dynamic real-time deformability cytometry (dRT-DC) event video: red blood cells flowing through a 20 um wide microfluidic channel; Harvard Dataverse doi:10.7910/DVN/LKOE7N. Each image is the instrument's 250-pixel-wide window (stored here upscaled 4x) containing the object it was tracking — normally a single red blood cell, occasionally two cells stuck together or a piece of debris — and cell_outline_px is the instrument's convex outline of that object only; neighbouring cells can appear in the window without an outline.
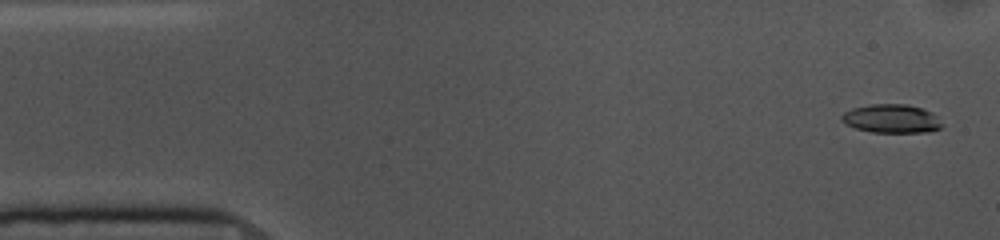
{"species": "common noctule bat (a hibernating species)", "species_latin": "Nyctalus noctula", "temperature_condition": "cold", "stored_images_in_passage": 54, "camera_frame_rate_fps": 3000, "um_per_image_px": 0.085, "animal": {"sex": "female", "body_mass_g": 10.0, "forearm_length_mm": 53.1}, "frame": {"image": 1, "passage_image": 2, "time_ms": 0.333, "image_size_px": [1000, 240], "cell_outline_px": [[944, 124], [940, 128], [932, 132], [872, 132], [856, 128], [844, 124], [840, 120], [840, 116], [844, 112], [852, 108], [872, 104], [908, 104], [932, 112]], "centroid_in_image_um": [75.77, 10.09], "position_along_channel_um": 9.2, "area_um2": 16.88}}
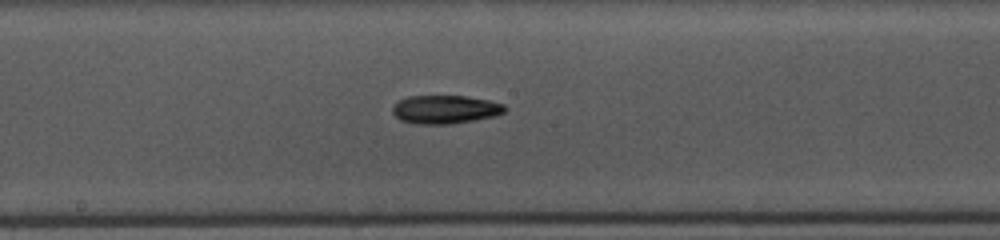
{"frame": {"image": 2, "passage_image": 27, "time_ms": 8.667, "image_size_px": [1000, 240], "cell_outline_px": [[508, 108], [504, 112], [496, 116], [452, 124], [412, 124], [400, 120], [392, 112], [392, 108], [400, 100], [408, 96], [464, 96], [488, 100], [504, 104]], "centroid_in_image_um": [37.86, 9.31], "position_along_channel_um": 210.3, "area_um2": 18.67}}
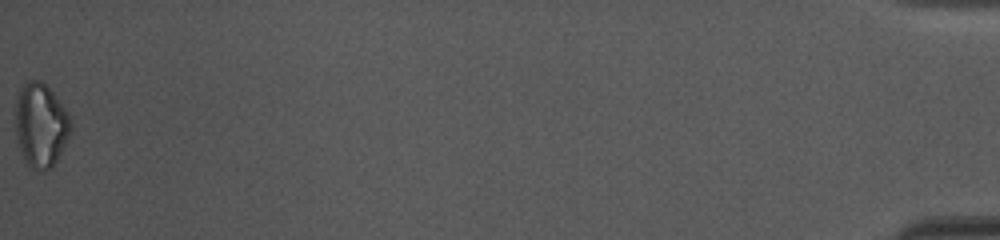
{"frame": {"image": 3, "passage_image": 54, "time_ms": 17.667, "image_size_px": [1000, 240], "cell_outline_px": [[72, 128], [52, 168], [32, 168], [24, 160], [20, 152], [16, 136], [16, 100], [20, 88], [28, 80], [40, 80], [52, 92], [68, 112], [72, 120]], "centroid_in_image_um": [3.46, 10.61], "position_along_channel_um": 431.7, "area_um2": 26.7}, "authors_computed_cell_mechanics": {"area_um2": 18.2359, "velocity_mm_per_s": 3.6581, "shape_relaxation_time_tau1_ms": 4.5522, "shape_relaxation_time_tau2_ms": 10.4169, "deformation_change_tau1": 0.136, "deformation_change_tau2": 0.2042}}